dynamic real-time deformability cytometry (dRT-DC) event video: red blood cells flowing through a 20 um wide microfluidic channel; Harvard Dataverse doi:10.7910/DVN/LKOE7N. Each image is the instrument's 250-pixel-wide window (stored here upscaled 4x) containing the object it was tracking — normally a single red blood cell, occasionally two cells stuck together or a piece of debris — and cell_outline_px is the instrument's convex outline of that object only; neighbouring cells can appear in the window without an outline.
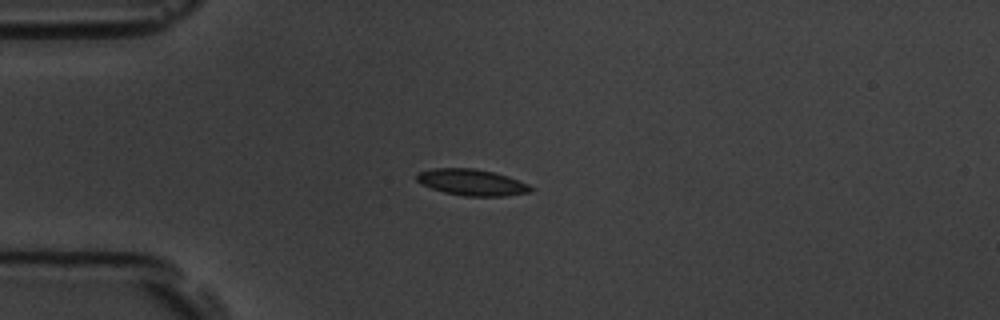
{"species": "common noctule bat (a hibernating species)", "species_latin": "Nyctalus noctula", "temperature_condition": "room temperature", "stored_images_in_passage": 8, "camera_frame_rate_fps": 3000, "um_per_image_px": 0.085, "animal": {"sex": "male", "body_mass_g": 19.5, "forearm_length_mm": 54.6}, "frame": {"image": 1, "passage_image": 4, "time_ms": 3.667, "image_size_px": [1000, 320], "cell_outline_px": [[532, 192], [504, 196], [464, 196], [444, 192], [420, 184], [416, 180], [416, 176], [420, 172], [432, 168], [472, 168], [492, 172], [508, 176], [528, 184], [532, 188]], "centroid_in_image_um": [40.09, 15.5], "position_along_channel_um": 44.9, "area_um2": 17.4}}
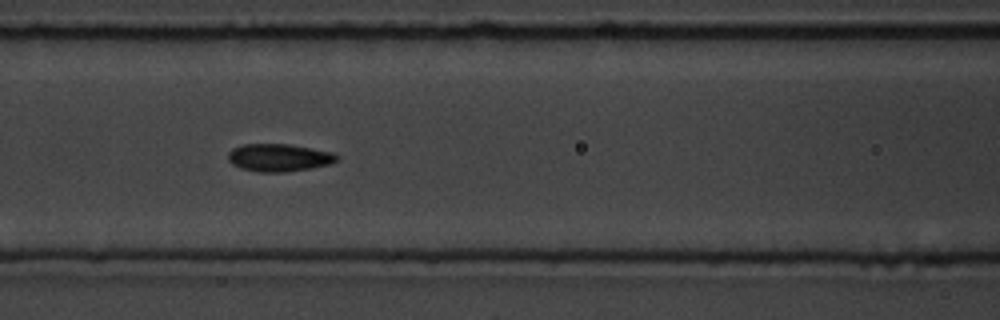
{"frame": {"image": 2, "passage_image": 7, "time_ms": 7.0, "image_size_px": [1000, 320], "cell_outline_px": [[340, 156], [332, 164], [312, 168], [284, 172], [256, 172], [240, 168], [232, 164], [228, 160], [228, 152], [232, 148], [244, 144], [288, 144], [312, 148], [332, 152]], "centroid_in_image_um": [23.71, 13.4], "position_along_channel_um": 142.9, "area_um2": 17.69}}
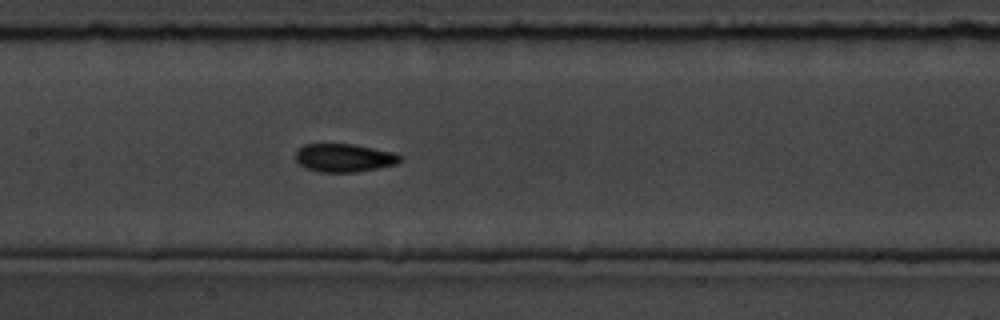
{"frame": {"image": 3, "passage_image": 8, "time_ms": 8.0, "image_size_px": [1000, 320], "cell_outline_px": [[400, 160], [396, 164], [356, 172], [320, 172], [304, 168], [296, 160], [296, 152], [304, 144], [352, 144], [396, 152], [400, 156]], "centroid_in_image_um": [29.24, 13.41], "position_along_channel_um": 178.2, "area_um2": 17.11}}